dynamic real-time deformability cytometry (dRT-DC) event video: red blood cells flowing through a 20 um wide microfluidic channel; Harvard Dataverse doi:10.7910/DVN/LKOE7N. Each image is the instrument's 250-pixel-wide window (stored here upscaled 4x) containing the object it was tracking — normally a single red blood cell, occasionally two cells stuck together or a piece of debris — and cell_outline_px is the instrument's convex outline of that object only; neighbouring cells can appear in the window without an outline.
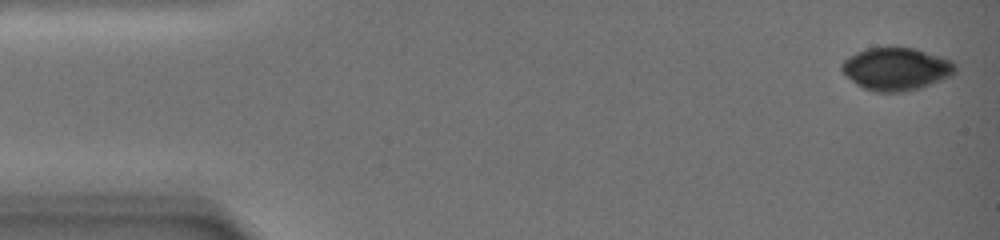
{"species": "common noctule bat (a hibernating species)", "species_latin": "Nyctalus noctula", "temperature_condition": "warm", "stored_images_in_passage": 9, "camera_frame_rate_fps": 3000, "um_per_image_px": 0.085, "animal": {"sex": "female", "body_mass_g": 19.0, "forearm_length_mm": 51.5}, "frame": {"image": 1, "passage_image": 1, "time_ms": 0.0, "image_size_px": [1000, 240], "cell_outline_px": [[956, 72], [952, 76], [920, 88], [904, 92], [876, 92], [864, 88], [856, 84], [840, 68], [840, 64], [848, 56], [856, 52], [868, 48], [916, 48], [952, 60], [956, 64]], "centroid_in_image_um": [76.2, 5.86], "position_along_channel_um": 8.8, "area_um2": 28.26}}
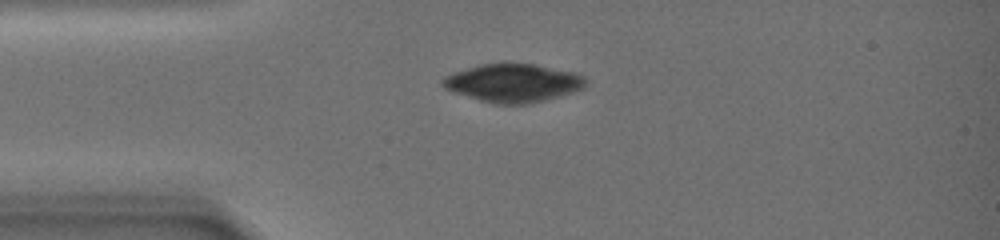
{"frame": {"image": 2, "passage_image": 6, "time_ms": 5.0, "image_size_px": [1000, 240], "cell_outline_px": [[588, 80], [584, 88], [560, 96], [528, 104], [492, 104], [452, 92], [444, 88], [440, 84], [440, 80], [444, 76], [480, 64], [536, 64], [576, 72], [584, 76]], "centroid_in_image_um": [43.62, 7.06], "position_along_channel_um": 41.4, "area_um2": 32.02}}
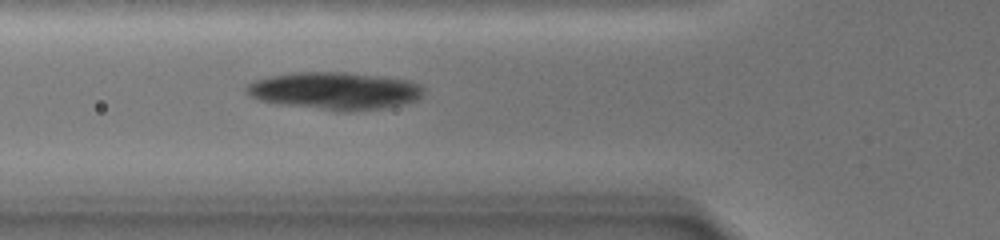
{"frame": {"image": 3, "passage_image": 9, "time_ms": 7.667, "image_size_px": [1000, 240], "cell_outline_px": [[424, 92], [416, 100], [404, 104], [384, 108], [348, 112], [340, 112], [276, 104], [256, 100], [244, 92], [244, 88], [248, 84], [256, 80], [272, 76], [296, 72], [344, 72], [412, 80], [420, 84], [424, 88]], "centroid_in_image_um": [28.44, 7.74], "position_along_channel_um": 97.4, "area_um2": 39.19}}